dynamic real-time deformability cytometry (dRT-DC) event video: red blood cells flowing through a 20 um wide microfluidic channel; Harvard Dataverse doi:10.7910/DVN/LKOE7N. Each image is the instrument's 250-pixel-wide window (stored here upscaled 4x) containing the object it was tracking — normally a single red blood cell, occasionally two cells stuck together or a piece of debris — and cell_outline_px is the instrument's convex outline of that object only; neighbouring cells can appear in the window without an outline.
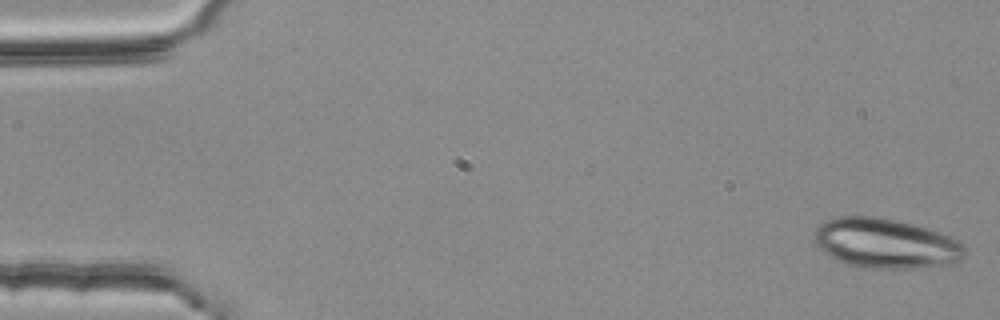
{"species": "common noctule bat (a hibernating species)", "species_latin": "Nyctalus noctula", "temperature_condition": "room temperature", "stored_images_in_passage": 52, "camera_frame_rate_fps": 3000, "um_per_image_px": 0.085, "animal": {"sex": "female", "body_mass_g": 25.1}, "frame": {"image": 1, "passage_image": 1, "time_ms": 0.0, "image_size_px": [1000, 320], "cell_outline_px": [[968, 252], [964, 260], [952, 264], [916, 268], [864, 268], [848, 264], [836, 260], [824, 252], [812, 240], [812, 236], [816, 228], [820, 224], [836, 216], [876, 216], [896, 220], [928, 228], [940, 232], [964, 244]], "centroid_in_image_um": [75.31, 20.69], "position_along_channel_um": 9.7, "area_um2": 44.22}}
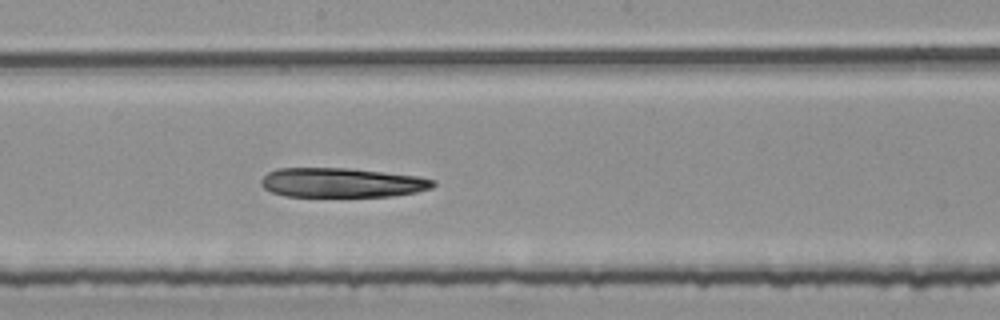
{"frame": {"image": 2, "passage_image": 29, "time_ms": 9.333, "image_size_px": [1000, 320], "cell_outline_px": [[436, 184], [432, 188], [416, 192], [392, 196], [284, 196], [272, 192], [264, 188], [260, 184], [260, 180], [268, 172], [276, 168], [348, 168], [416, 176], [436, 180]], "centroid_in_image_um": [29.04, 15.52], "position_along_channel_um": 219.2, "area_um2": 29.48}}
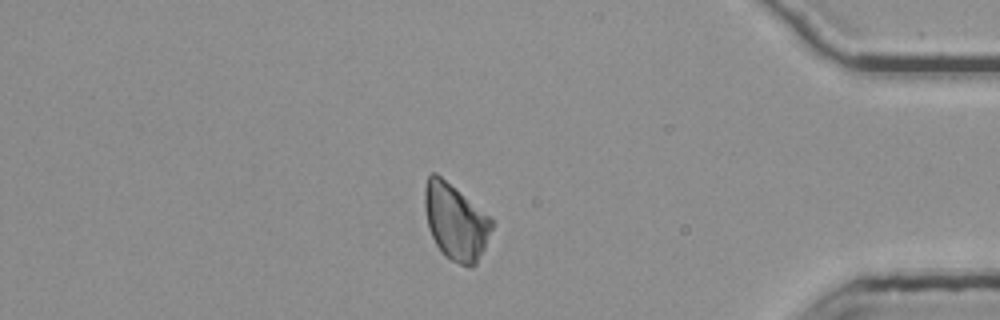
{"frame": {"image": 3, "passage_image": 46, "time_ms": 15.0, "image_size_px": [1000, 320], "cell_outline_px": [[492, 228], [484, 248], [476, 264], [472, 268], [468, 268], [444, 256], [436, 244], [428, 228], [424, 208], [424, 188], [428, 176], [432, 172], [436, 172], [492, 216]], "centroid_in_image_um": [38.72, 18.83], "position_along_channel_um": 396.5, "area_um2": 30.06}}